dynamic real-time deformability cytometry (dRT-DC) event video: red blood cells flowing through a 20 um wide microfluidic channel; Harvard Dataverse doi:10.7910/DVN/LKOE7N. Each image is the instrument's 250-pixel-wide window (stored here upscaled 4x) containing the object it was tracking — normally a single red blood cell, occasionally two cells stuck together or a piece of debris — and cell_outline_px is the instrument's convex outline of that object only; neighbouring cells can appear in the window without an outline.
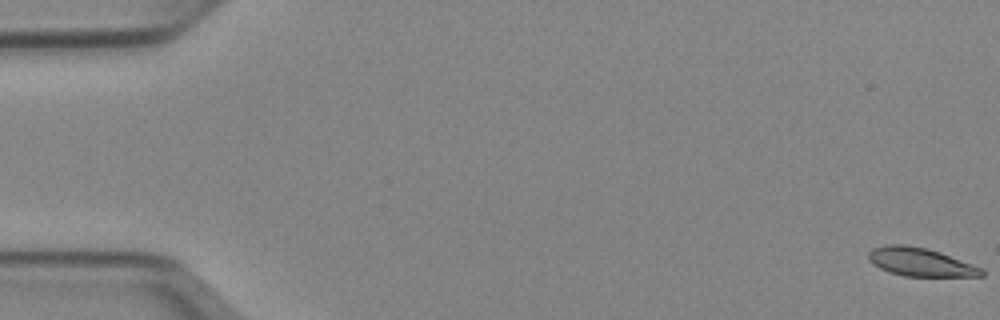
{"species": "Egyptian fruit bat (a non-hibernating species)", "species_latin": "Rousettus aegyptiacus", "temperature_condition": "cold", "stored_images_in_passage": 52, "camera_frame_rate_fps": 3000, "um_per_image_px": 0.085, "animal": {"sex": "female"}, "frame": {"image": 1, "passage_image": 1, "time_ms": 0.0, "image_size_px": [1000, 320], "cell_outline_px": [[984, 276], [904, 276], [888, 272], [872, 264], [868, 260], [868, 252], [872, 248], [884, 244], [904, 244], [928, 248], [940, 252], [972, 264], [980, 268], [984, 272]], "centroid_in_image_um": [78.17, 22.26], "position_along_channel_um": 6.8, "area_um2": 18.79}}
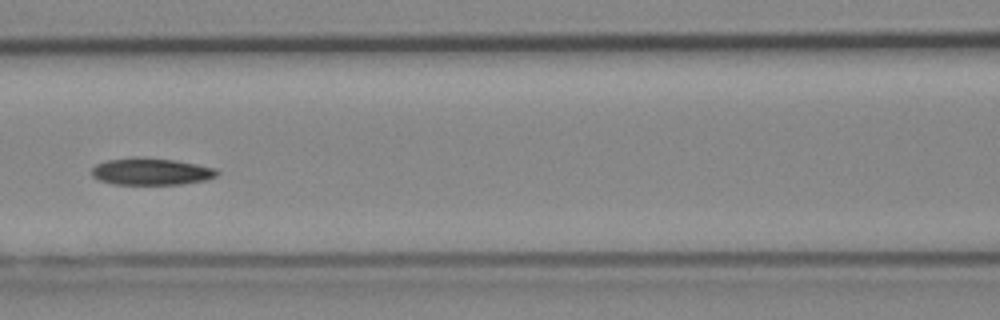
{"frame": {"image": 2, "passage_image": 24, "time_ms": 7.667, "image_size_px": [1000, 320], "cell_outline_px": [[220, 172], [216, 176], [204, 180], [180, 184], [112, 184], [100, 180], [92, 176], [92, 168], [96, 164], [104, 160], [132, 156], [140, 156], [176, 160], [216, 168]], "centroid_in_image_um": [12.81, 14.55], "position_along_channel_um": 153.8, "area_um2": 19.94}}
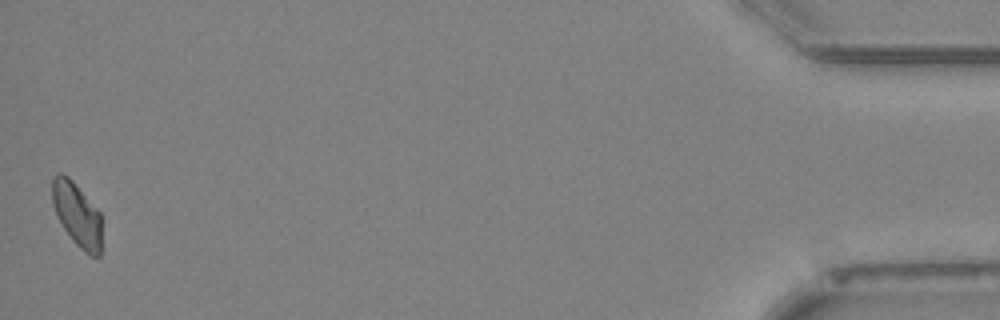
{"frame": {"image": 3, "passage_image": 52, "time_ms": 17.0, "image_size_px": [1000, 320], "cell_outline_px": [[100, 256], [92, 256], [84, 252], [72, 240], [56, 216], [52, 204], [52, 176], [56, 172], [60, 172], [68, 176], [72, 180], [100, 212]], "centroid_in_image_um": [6.51, 18.2], "position_along_channel_um": 428.7, "area_um2": 18.38}, "authors_computed_cell_mechanics": {"area_um2": 19.5364, "velocity_mm_per_s": 3.9212, "shape_relaxation_time_tau1_ms": 5.2338, "shape_relaxation_time_tau2_ms": null, "deformation_change_tau1": 0.1423, "deformation_change_tau2": null}}